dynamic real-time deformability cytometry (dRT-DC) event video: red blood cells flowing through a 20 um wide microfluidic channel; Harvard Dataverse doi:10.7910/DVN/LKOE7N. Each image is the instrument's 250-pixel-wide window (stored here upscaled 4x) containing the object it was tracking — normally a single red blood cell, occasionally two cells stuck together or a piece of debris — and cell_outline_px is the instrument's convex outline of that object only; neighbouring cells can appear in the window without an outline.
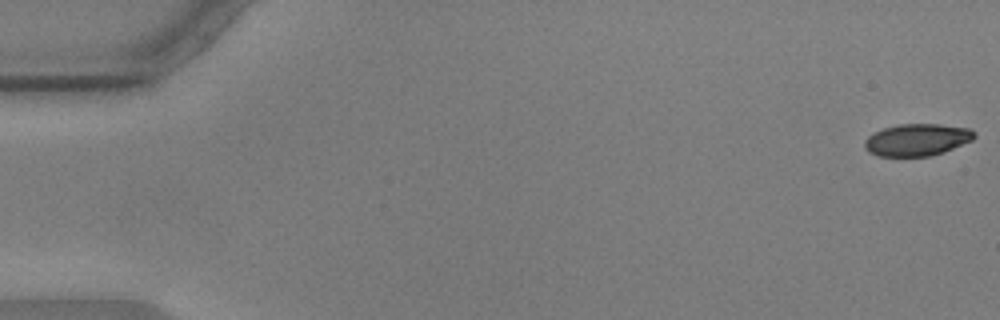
{"species": "common noctule bat (a hibernating species)", "species_latin": "Nyctalus noctula", "temperature_condition": "warm", "stored_images_in_passage": 56, "camera_frame_rate_fps": 3000, "um_per_image_px": 0.085, "animal": {"sex": "male", "body_mass_g": 17.9, "forearm_length_mm": 54.2}, "frame": {"image": 1, "passage_image": 1, "time_ms": 0.0, "image_size_px": [1000, 320], "cell_outline_px": [[976, 136], [972, 140], [944, 152], [928, 156], [876, 156], [868, 152], [864, 148], [864, 140], [868, 136], [884, 128], [900, 124], [940, 124], [968, 128], [976, 132]], "centroid_in_image_um": [77.94, 11.88], "position_along_channel_um": 7.1, "area_um2": 20.52}}
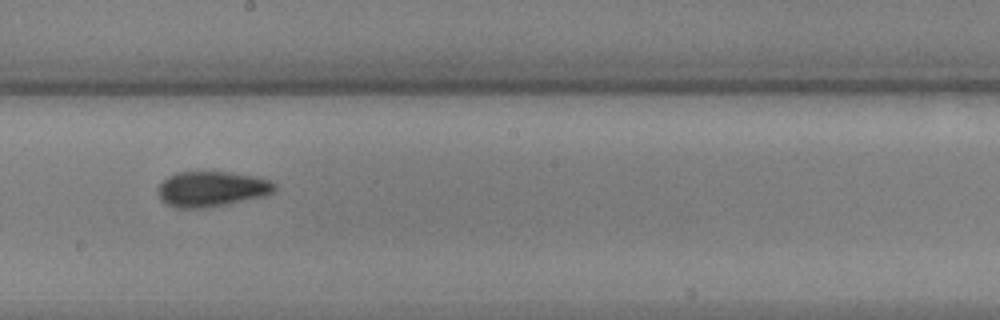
{"frame": {"image": 2, "passage_image": 32, "time_ms": 10.333, "image_size_px": [1000, 320], "cell_outline_px": [[276, 188], [272, 192], [264, 196], [204, 208], [176, 208], [160, 200], [156, 192], [160, 184], [168, 176], [176, 172], [232, 172], [256, 176], [272, 180], [276, 184]], "centroid_in_image_um": [17.98, 16.05], "position_along_channel_um": 230.2, "area_um2": 24.1}}
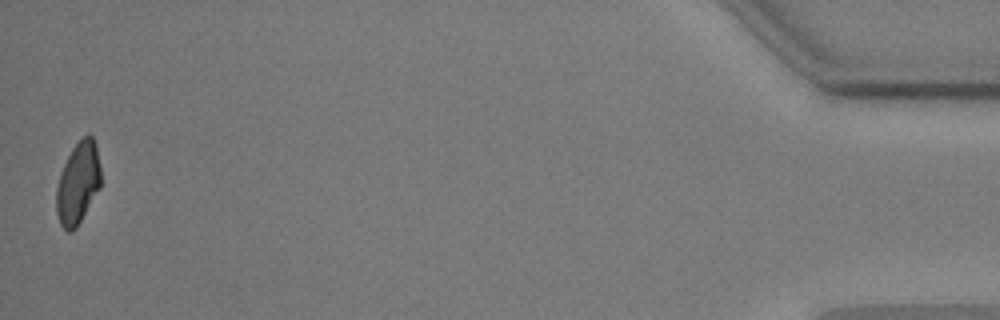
{"frame": {"image": 3, "passage_image": 56, "time_ms": 18.333, "image_size_px": [1000, 320], "cell_outline_px": [[100, 188], [76, 228], [72, 232], [68, 232], [60, 224], [56, 212], [56, 188], [60, 172], [72, 148], [88, 132], [92, 136], [96, 144], [100, 168]], "centroid_in_image_um": [6.62, 15.57], "position_along_channel_um": 428.6, "area_um2": 21.21}, "authors_computed_cell_mechanics": {"area_um2": 22.5131, "velocity_mm_per_s": 3.5925, "shape_relaxation_time_tau1_ms": 6.6786, "shape_relaxation_time_tau2_ms": 2.175, "deformation_change_tau1": 0.1806, "deformation_change_tau2": 0.0705}}